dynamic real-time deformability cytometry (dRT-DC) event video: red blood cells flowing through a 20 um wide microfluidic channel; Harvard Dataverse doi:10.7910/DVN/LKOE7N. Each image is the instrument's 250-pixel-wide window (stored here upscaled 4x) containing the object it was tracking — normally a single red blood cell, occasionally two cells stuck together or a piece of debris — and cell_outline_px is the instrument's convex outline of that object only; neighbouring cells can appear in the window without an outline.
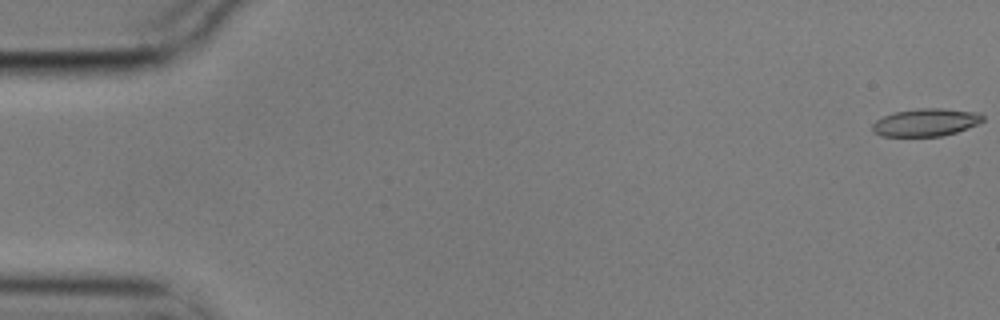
{"species": "common noctule bat (a hibernating species)", "species_latin": "Nyctalus noctula", "temperature_condition": "cold", "stored_images_in_passage": 19, "camera_frame_rate_fps": 3000, "um_per_image_px": 0.085, "animal": {"sex": "male", "body_mass_g": 17.9}, "frame": {"image": 1, "passage_image": 1, "time_ms": 0.0, "image_size_px": [1000, 320], "cell_outline_px": [[984, 120], [968, 128], [956, 132], [940, 136], [880, 136], [872, 132], [872, 124], [876, 120], [884, 116], [896, 112], [916, 108], [940, 108], [980, 112], [984, 116]], "centroid_in_image_um": [78.69, 10.4], "position_along_channel_um": 6.3, "area_um2": 17.86}}
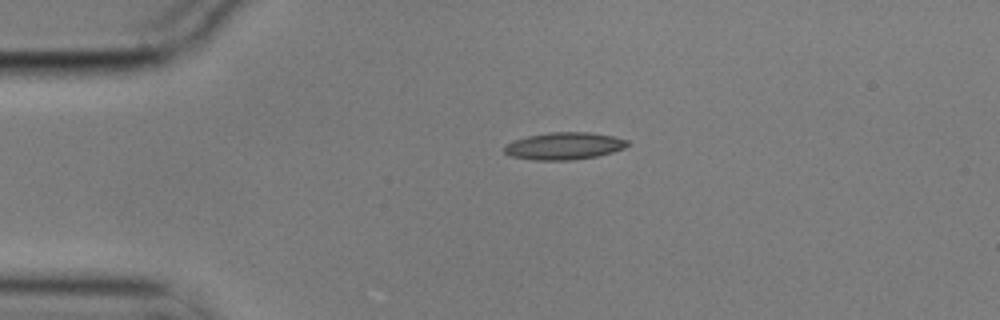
{"frame": {"image": 2, "passage_image": 13, "time_ms": 4.0, "image_size_px": [1000, 320], "cell_outline_px": [[628, 144], [624, 148], [612, 152], [596, 156], [572, 160], [536, 160], [512, 156], [504, 152], [504, 148], [508, 144], [516, 140], [528, 136], [552, 132], [588, 132], [612, 136], [628, 140]], "centroid_in_image_um": [47.98, 12.41], "position_along_channel_um": 37.0, "area_um2": 19.19}}